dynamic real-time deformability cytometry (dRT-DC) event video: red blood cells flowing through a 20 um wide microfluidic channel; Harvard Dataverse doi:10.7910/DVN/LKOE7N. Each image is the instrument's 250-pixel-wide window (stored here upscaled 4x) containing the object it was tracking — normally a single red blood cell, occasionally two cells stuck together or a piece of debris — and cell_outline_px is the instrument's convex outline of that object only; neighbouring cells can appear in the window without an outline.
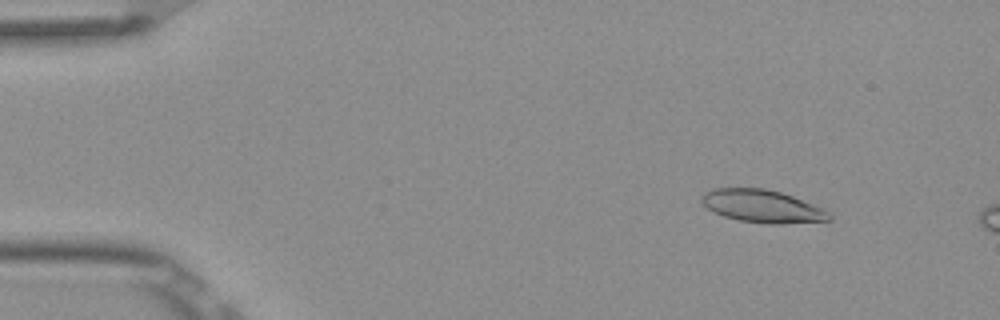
{"species": "Egyptian fruit bat (a non-hibernating species)", "species_latin": "Rousettus aegyptiacus", "temperature_condition": "room temperature", "stored_images_in_passage": 5, "camera_frame_rate_fps": 3000, "um_per_image_px": 0.085, "frame": {"image": 1, "passage_image": 2, "time_ms": 0.333, "image_size_px": [1000, 320], "cell_outline_px": [[832, 220], [780, 224], [768, 224], [740, 220], [724, 216], [708, 208], [700, 200], [704, 192], [716, 188], [764, 188], [780, 192], [792, 196], [824, 208], [832, 212]], "centroid_in_image_um": [64.85, 17.53], "position_along_channel_um": 20.1, "area_um2": 24.28}}